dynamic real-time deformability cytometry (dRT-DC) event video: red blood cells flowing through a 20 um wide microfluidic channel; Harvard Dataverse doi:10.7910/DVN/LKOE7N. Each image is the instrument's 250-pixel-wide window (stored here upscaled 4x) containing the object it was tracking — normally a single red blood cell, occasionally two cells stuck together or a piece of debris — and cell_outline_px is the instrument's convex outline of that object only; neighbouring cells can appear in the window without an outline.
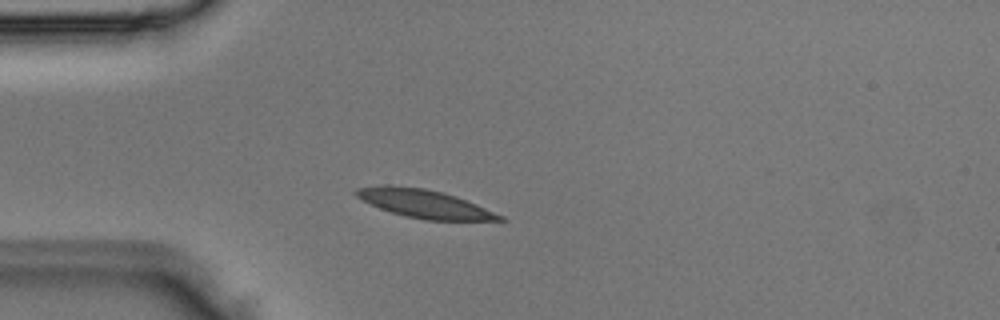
{"species": "Egyptian fruit bat (a non-hibernating species)", "species_latin": "Rousettus aegyptiacus", "temperature_condition": "room temperature", "stored_images_in_passage": 2, "camera_frame_rate_fps": 3000, "um_per_image_px": 0.085, "animal": {"sex": "male"}, "frame": {"image": 1, "passage_image": 2, "time_ms": 0.333, "image_size_px": [1000, 320], "cell_outline_px": [[504, 220], [424, 220], [404, 216], [380, 208], [356, 196], [352, 192], [356, 188], [380, 184], [388, 184], [424, 188], [444, 192], [456, 196], [476, 204], [504, 216]], "centroid_in_image_um": [36.02, 17.29], "position_along_channel_um": 49.0, "area_um2": 23.64}}